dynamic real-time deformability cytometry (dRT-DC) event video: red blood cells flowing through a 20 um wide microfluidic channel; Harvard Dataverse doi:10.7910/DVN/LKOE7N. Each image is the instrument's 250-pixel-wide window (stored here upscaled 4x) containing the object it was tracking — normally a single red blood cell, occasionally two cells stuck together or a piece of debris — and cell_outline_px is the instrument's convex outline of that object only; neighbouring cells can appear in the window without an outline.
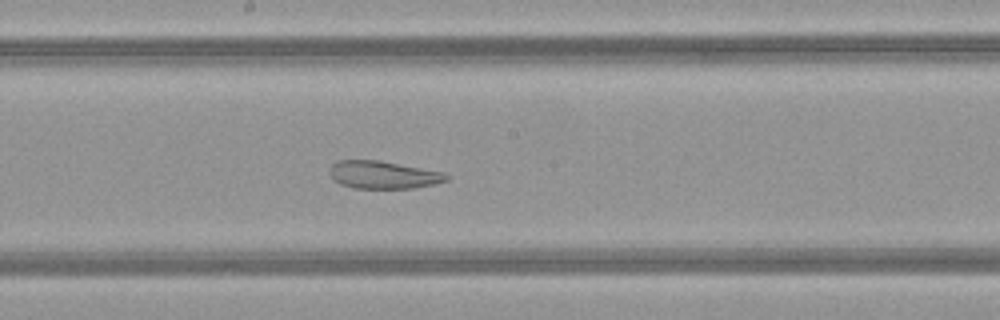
{"species": "common noctule bat (a hibernating species)", "species_latin": "Nyctalus noctula", "temperature_condition": "warm", "stored_images_in_passage": 51, "camera_frame_rate_fps": 3000, "um_per_image_px": 0.085, "animal": {"sex": "female", "body_mass_g": 21.9}, "frame": {"image": 1, "passage_image": 27, "time_ms": 8.667, "image_size_px": [1000, 320], "cell_outline_px": [[448, 180], [432, 184], [412, 188], [356, 188], [340, 184], [328, 172], [332, 164], [336, 160], [380, 160], [444, 172], [448, 176]], "centroid_in_image_um": [32.56, 14.84], "position_along_channel_um": 215.6, "area_um2": 18.73}}
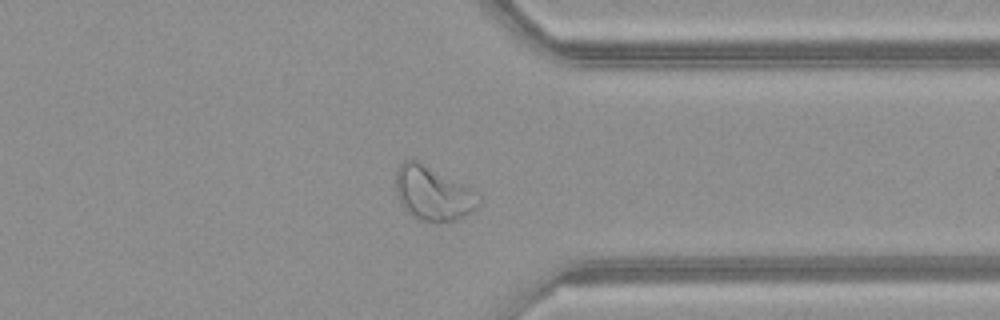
{"frame": {"image": 2, "passage_image": 39, "time_ms": 12.667, "image_size_px": [1000, 320], "cell_outline_px": [[480, 204], [472, 212], [456, 220], [436, 224], [412, 216], [400, 204], [396, 192], [396, 172], [400, 164], [404, 160], [416, 160], [464, 184], [480, 196]], "centroid_in_image_um": [36.8, 16.47], "position_along_channel_um": 374.6, "area_um2": 26.13}}
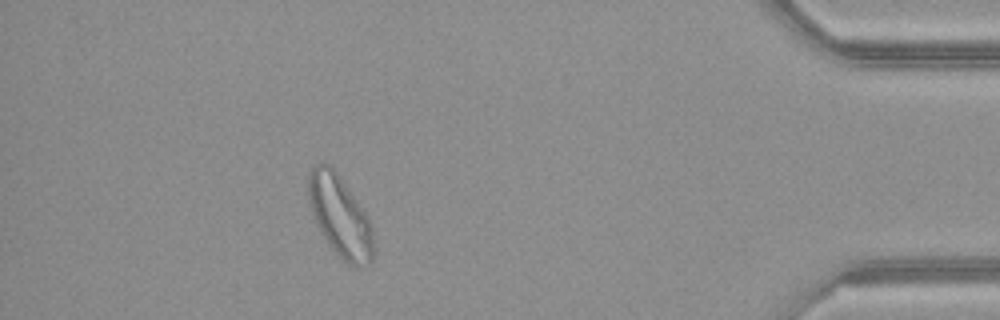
{"frame": {"image": 3, "passage_image": 45, "time_ms": 14.667, "image_size_px": [1000, 320], "cell_outline_px": [[376, 252], [372, 264], [368, 268], [352, 268], [328, 244], [316, 224], [308, 200], [308, 172], [316, 164], [324, 160], [332, 164], [360, 204], [372, 228], [376, 248]], "centroid_in_image_um": [28.93, 18.4], "position_along_channel_um": 406.3, "area_um2": 31.79}, "authors_computed_cell_mechanics": {"area_um2": 29.1312, "velocity_mm_per_s": 4.0707, "shape_relaxation_time_tau1_ms": null, "shape_relaxation_time_tau2_ms": 2.4336, "deformation_change_tau1": null, "deformation_change_tau2": 0.1005}}